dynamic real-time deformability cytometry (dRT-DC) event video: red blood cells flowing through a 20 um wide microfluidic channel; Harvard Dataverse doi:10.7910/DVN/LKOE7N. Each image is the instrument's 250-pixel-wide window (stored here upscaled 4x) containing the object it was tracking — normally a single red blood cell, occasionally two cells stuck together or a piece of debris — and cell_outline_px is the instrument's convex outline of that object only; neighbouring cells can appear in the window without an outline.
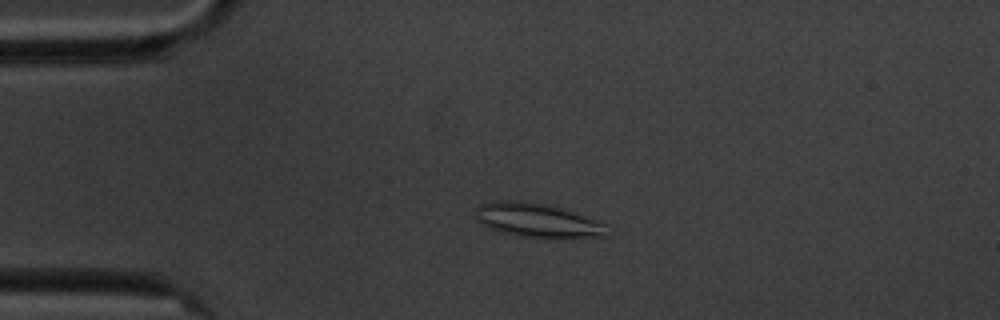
{"species": "common noctule bat (a hibernating species)", "species_latin": "Nyctalus noctula", "temperature_condition": "cold", "stored_images_in_passage": 5, "camera_frame_rate_fps": 3000, "um_per_image_px": 0.085, "animal": {"sex": "male", "body_mass_g": 20.1, "forearm_length_mm": 53.5}, "frame": {"image": 1, "passage_image": 3, "time_ms": 3.333, "image_size_px": [1000, 320], "cell_outline_px": [[608, 236], [520, 236], [488, 228], [476, 220], [476, 208], [480, 204], [504, 200], [520, 200], [544, 204], [560, 208], [572, 212], [604, 224]], "centroid_in_image_um": [45.56, 18.69], "position_along_channel_um": 39.4, "area_um2": 24.91}}
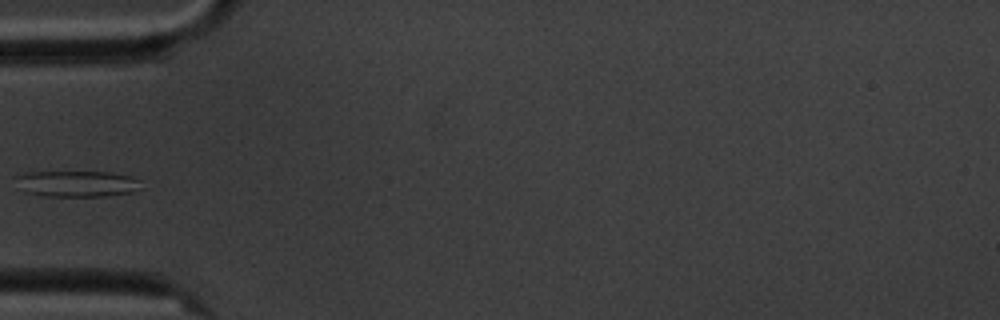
{"frame": {"image": 2, "passage_image": 5, "time_ms": 5.333, "image_size_px": [1000, 320], "cell_outline_px": [[144, 188], [132, 192], [104, 196], [48, 196], [24, 192], [12, 176], [24, 172], [112, 172], [132, 176], [140, 180]], "centroid_in_image_um": [6.56, 15.61], "position_along_channel_um": 78.4, "area_um2": 19.42}}